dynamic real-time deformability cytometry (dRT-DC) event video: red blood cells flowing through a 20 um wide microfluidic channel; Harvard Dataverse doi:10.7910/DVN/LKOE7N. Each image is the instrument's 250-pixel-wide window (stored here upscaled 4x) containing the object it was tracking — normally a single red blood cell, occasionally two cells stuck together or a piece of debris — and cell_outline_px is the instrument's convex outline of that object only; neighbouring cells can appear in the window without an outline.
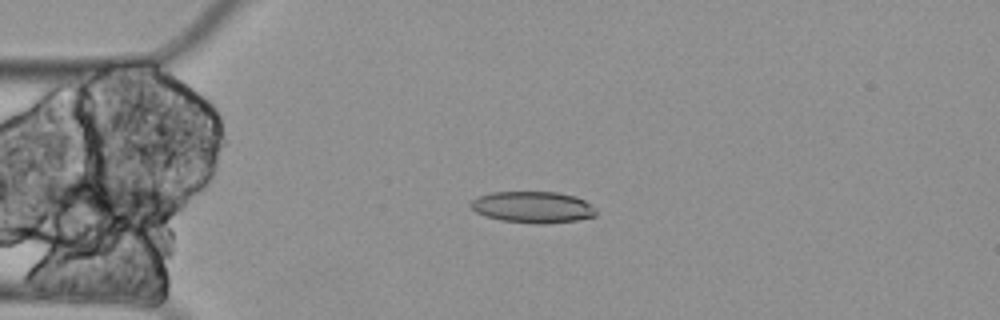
{"species": "Egyptian fruit bat (a non-hibernating species)", "species_latin": "Rousettus aegyptiacus", "temperature_condition": "cold", "stored_images_in_passage": 4, "camera_frame_rate_fps": 3000, "um_per_image_px": 0.085, "animal": {"sex": "female"}, "frame": {"image": 1, "passage_image": 4, "time_ms": 1.0, "image_size_px": [1000, 320], "cell_outline_px": [[596, 216], [576, 220], [544, 224], [536, 224], [500, 220], [476, 212], [468, 204], [476, 196], [492, 192], [556, 192], [576, 196], [592, 204], [596, 208]], "centroid_in_image_um": [45.3, 17.6], "position_along_channel_um": 39.7, "area_um2": 23.12}}